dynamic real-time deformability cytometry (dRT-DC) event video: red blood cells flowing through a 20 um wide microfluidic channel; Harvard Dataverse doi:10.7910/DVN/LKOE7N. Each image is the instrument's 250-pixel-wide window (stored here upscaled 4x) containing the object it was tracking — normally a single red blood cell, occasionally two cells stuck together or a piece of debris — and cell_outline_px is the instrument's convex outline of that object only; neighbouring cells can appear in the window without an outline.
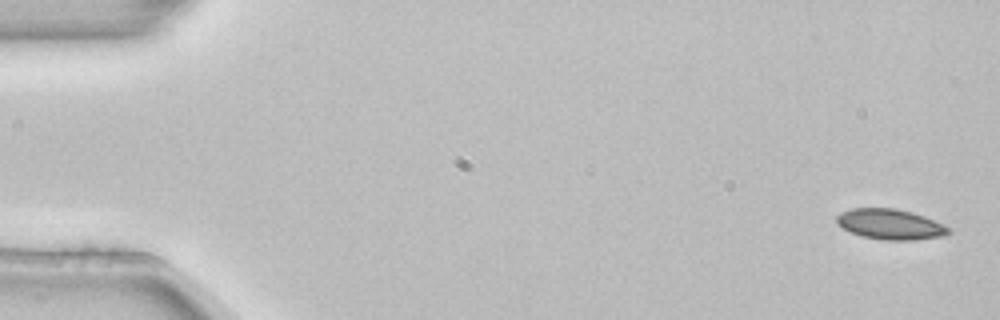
{"species": "common noctule bat (a hibernating species)", "species_latin": "Nyctalus noctula", "temperature_condition": "room temperature", "stored_images_in_passage": 5, "camera_frame_rate_fps": 3000, "um_per_image_px": 0.085, "animal": {"sex": "female", "body_mass_g": 22.7, "forearm_length_mm": 54.2}, "frame": {"image": 1, "passage_image": 1, "time_ms": 0.0, "image_size_px": [1000, 320], "cell_outline_px": [[952, 232], [944, 236], [916, 240], [884, 240], [860, 236], [836, 224], [836, 216], [840, 212], [852, 208], [896, 208], [912, 212], [924, 216], [944, 224], [952, 228]], "centroid_in_image_um": [75.71, 19.06], "position_along_channel_um": 9.3, "area_um2": 20.11}}